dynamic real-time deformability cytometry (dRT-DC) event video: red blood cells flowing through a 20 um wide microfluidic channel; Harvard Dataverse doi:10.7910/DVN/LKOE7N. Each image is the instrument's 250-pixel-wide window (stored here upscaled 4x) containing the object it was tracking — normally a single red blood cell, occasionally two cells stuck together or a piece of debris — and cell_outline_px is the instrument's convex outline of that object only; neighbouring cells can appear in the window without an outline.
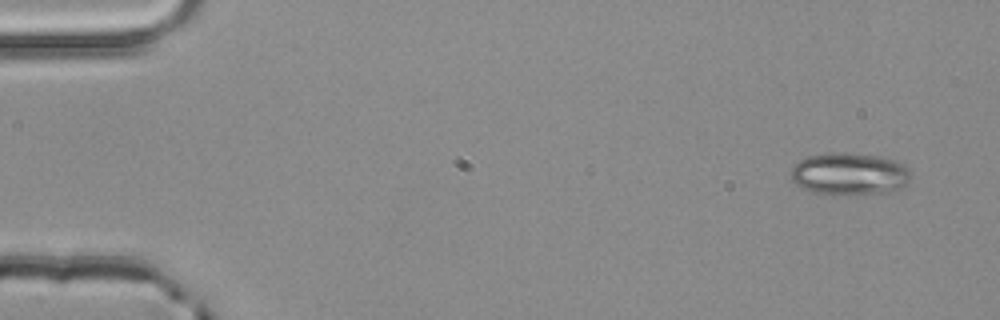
{"species": "common noctule bat (a hibernating species)", "species_latin": "Nyctalus noctula", "temperature_condition": "room temperature", "stored_images_in_passage": 4, "camera_frame_rate_fps": 3000, "um_per_image_px": 0.085, "animal": {"sex": "male", "body_mass_g": 20.4}, "frame": {"image": 1, "passage_image": 1, "time_ms": 0.0, "image_size_px": [1000, 320], "cell_outline_px": [[912, 176], [908, 184], [904, 188], [896, 192], [812, 192], [800, 188], [792, 180], [792, 164], [808, 156], [832, 152], [848, 152], [876, 156], [892, 160], [908, 168]], "centroid_in_image_um": [72.22, 14.75], "position_along_channel_um": 12.8, "area_um2": 29.07}}